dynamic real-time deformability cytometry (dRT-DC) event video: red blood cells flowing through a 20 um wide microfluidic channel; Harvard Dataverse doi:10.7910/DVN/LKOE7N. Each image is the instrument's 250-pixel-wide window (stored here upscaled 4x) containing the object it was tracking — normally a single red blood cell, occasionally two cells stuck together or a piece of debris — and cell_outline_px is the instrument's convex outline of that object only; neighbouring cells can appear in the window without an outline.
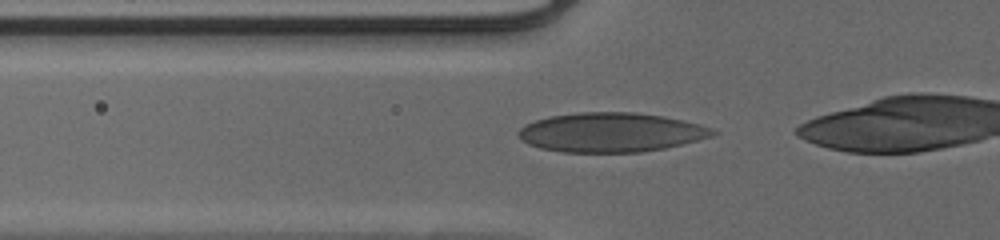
{"species": "human", "species_latin": "Homo sapiens", "temperature_condition": "cold", "stored_images_in_passage": 15, "camera_frame_rate_fps": 3000, "um_per_image_px": 0.085, "donor": {"sex": "male"}, "frame": {"image": 1, "passage_image": 15, "time_ms": 4.667, "image_size_px": [1000, 240], "cell_outline_px": [[720, 132], [712, 136], [664, 148], [640, 152], [560, 152], [540, 148], [528, 144], [520, 140], [516, 136], [516, 132], [524, 124], [548, 116], [580, 112], [632, 112], [664, 116], [700, 124], [712, 128]], "centroid_in_image_um": [51.87, 11.25], "position_along_channel_um": 73.9, "area_um2": 44.74}}